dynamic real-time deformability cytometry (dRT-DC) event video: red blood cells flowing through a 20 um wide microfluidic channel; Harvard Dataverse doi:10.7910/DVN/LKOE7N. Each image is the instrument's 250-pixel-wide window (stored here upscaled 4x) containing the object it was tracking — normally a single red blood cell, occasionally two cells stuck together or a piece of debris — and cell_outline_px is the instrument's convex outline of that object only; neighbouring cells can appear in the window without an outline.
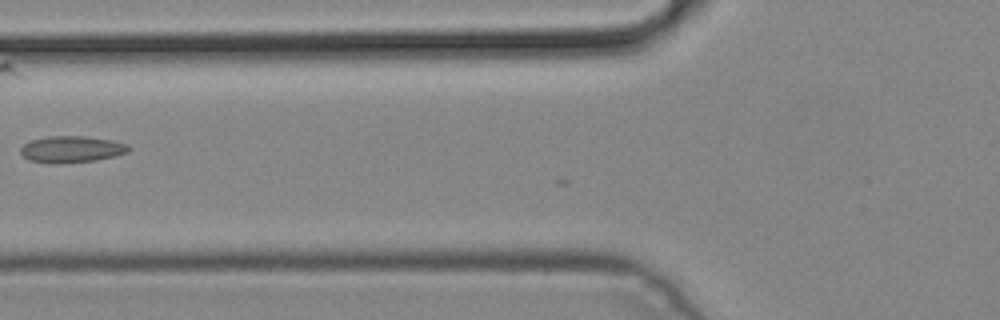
{"species": "common noctule bat (a hibernating species)", "species_latin": "Nyctalus noctula", "temperature_condition": "cold", "stored_images_in_passage": 5, "camera_frame_rate_fps": 3000, "um_per_image_px": 0.085, "animal": {"sex": "male", "body_mass_g": 19.2, "forearm_length_mm": 51.8}, "frame": {"image": 1, "passage_image": 4, "time_ms": 1.0, "image_size_px": [1000, 320], "cell_outline_px": [[132, 148], [128, 152], [116, 156], [96, 160], [28, 160], [20, 152], [20, 148], [24, 144], [32, 140], [48, 136], [88, 136], [128, 144]], "centroid_in_image_um": [6.16, 12.63], "position_along_channel_um": 119.6, "area_um2": 15.78}}